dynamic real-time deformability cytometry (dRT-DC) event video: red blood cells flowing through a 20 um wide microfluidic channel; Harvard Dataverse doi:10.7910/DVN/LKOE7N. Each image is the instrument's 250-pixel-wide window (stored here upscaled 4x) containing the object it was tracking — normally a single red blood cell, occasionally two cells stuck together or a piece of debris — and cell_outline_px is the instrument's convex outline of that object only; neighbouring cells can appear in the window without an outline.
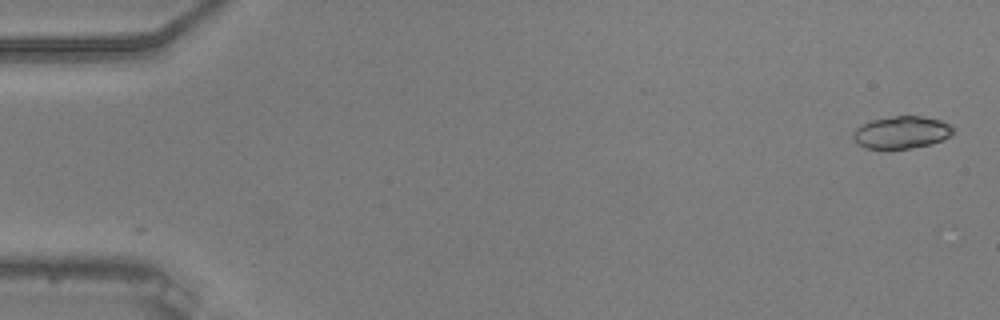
{"species": "common noctule bat (a hibernating species)", "species_latin": "Nyctalus noctula", "temperature_condition": "warm", "stored_images_in_passage": 16, "camera_frame_rate_fps": 3000, "um_per_image_px": 0.085, "animal": {"sex": "male", "body_mass_g": 20.5, "forearm_length_mm": 52.5}, "frame": {"image": 1, "passage_image": 1, "time_ms": 0.0, "image_size_px": [1000, 320], "cell_outline_px": [[952, 136], [932, 144], [908, 148], [868, 148], [860, 144], [852, 136], [856, 128], [872, 120], [896, 116], [920, 116], [940, 120], [948, 124], [952, 128]], "centroid_in_image_um": [76.67, 11.25], "position_along_channel_um": 8.3, "area_um2": 18.38}}
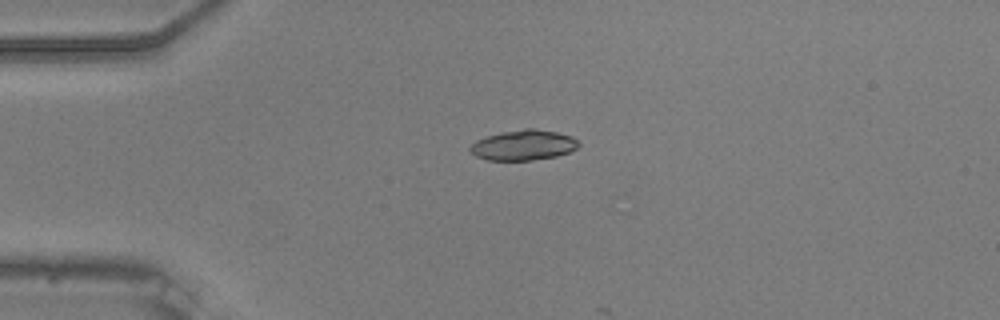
{"frame": {"image": 2, "passage_image": 13, "time_ms": 4.0, "image_size_px": [1000, 320], "cell_outline_px": [[580, 144], [576, 148], [568, 152], [556, 156], [532, 160], [488, 160], [476, 156], [468, 148], [476, 140], [500, 132], [524, 128], [536, 128], [556, 132], [572, 136]], "centroid_in_image_um": [44.49, 12.32], "position_along_channel_um": 40.5, "area_um2": 19.07}}